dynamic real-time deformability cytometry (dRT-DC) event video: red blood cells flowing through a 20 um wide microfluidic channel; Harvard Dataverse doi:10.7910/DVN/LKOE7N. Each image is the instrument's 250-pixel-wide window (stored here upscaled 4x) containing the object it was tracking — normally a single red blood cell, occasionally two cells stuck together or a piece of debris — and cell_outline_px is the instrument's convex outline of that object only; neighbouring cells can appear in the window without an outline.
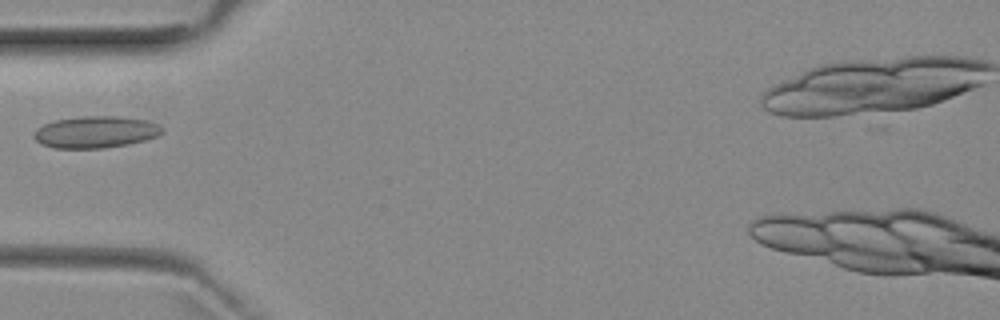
{"species": "common noctule bat (a hibernating species)", "species_latin": "Nyctalus noctula", "temperature_condition": "room temperature", "stored_images_in_passage": 6, "camera_frame_rate_fps": 3000, "um_per_image_px": 0.085, "animal": {"sex": "female", "body_mass_g": 29.2, "forearm_length_mm": 56.3}, "frame": {"image": 1, "passage_image": 5, "time_ms": 4.667, "image_size_px": [1000, 320], "cell_outline_px": [[164, 132], [156, 136], [144, 140], [128, 144], [104, 148], [52, 148], [40, 144], [32, 136], [36, 128], [44, 124], [56, 120], [80, 116], [120, 116], [144, 120], [156, 124], [164, 128]], "centroid_in_image_um": [8.09, 11.22], "position_along_channel_um": 76.9, "area_um2": 23.81}}
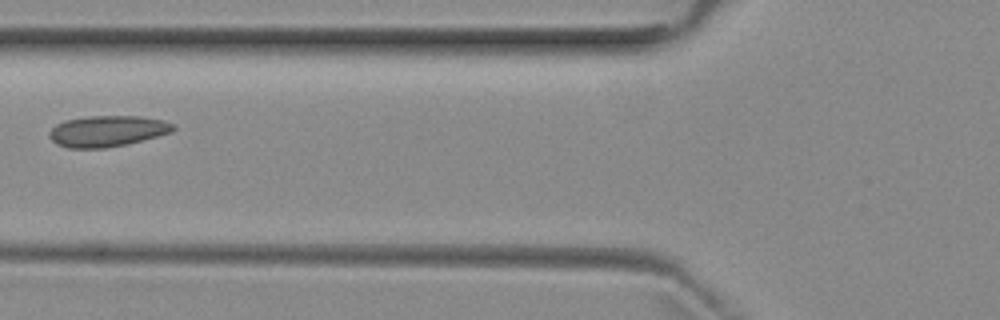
{"frame": {"image": 2, "passage_image": 6, "time_ms": 5.667, "image_size_px": [1000, 320], "cell_outline_px": [[176, 128], [172, 132], [128, 144], [104, 148], [68, 148], [56, 144], [48, 136], [48, 132], [56, 124], [64, 120], [88, 116], [140, 116], [164, 120], [176, 124]], "centroid_in_image_um": [9.13, 11.14], "position_along_channel_um": 116.7, "area_um2": 22.66}}